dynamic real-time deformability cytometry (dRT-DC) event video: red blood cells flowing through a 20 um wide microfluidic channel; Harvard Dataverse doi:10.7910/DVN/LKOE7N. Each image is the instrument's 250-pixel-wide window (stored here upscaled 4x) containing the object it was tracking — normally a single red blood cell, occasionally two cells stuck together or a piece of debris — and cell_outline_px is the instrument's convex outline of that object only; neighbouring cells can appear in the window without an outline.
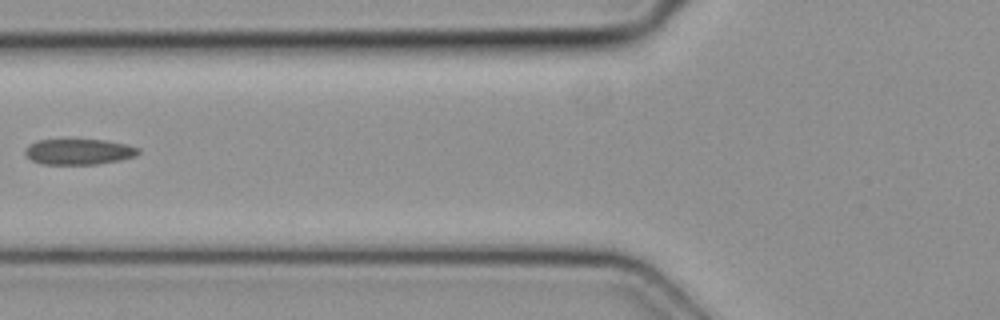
{"species": "common noctule bat (a hibernating species)", "species_latin": "Nyctalus noctula", "temperature_condition": "cold", "stored_images_in_passage": 2, "camera_frame_rate_fps": 3000, "um_per_image_px": 0.085, "animal": {"sex": "female", "body_mass_g": 19.3, "forearm_length_mm": 54.1}, "frame": {"image": 1, "passage_image": 2, "time_ms": 0.333, "image_size_px": [1000, 320], "cell_outline_px": [[140, 152], [136, 156], [120, 160], [96, 164], [40, 164], [32, 160], [24, 152], [24, 148], [28, 144], [36, 140], [104, 140], [124, 144], [140, 148]], "centroid_in_image_um": [6.68, 12.9], "position_along_channel_um": 119.1, "area_um2": 16.94}}